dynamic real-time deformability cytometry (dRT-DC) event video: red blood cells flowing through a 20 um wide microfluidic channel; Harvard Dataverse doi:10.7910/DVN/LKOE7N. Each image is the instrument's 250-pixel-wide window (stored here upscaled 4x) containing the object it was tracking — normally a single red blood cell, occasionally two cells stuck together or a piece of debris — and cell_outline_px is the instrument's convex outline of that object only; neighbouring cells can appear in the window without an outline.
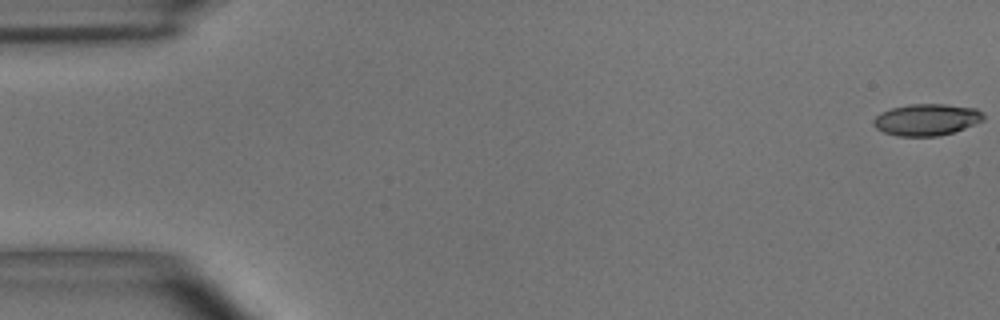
{"species": "common noctule bat (a hibernating species)", "species_latin": "Nyctalus noctula", "temperature_condition": "room temperature", "stored_images_in_passage": 55, "camera_frame_rate_fps": 3000, "um_per_image_px": 0.085, "animal": {"sex": "male", "body_mass_g": 15.6}, "frame": {"image": 1, "passage_image": 1, "time_ms": 0.0, "image_size_px": [1000, 320], "cell_outline_px": [[984, 120], [964, 128], [940, 136], [896, 136], [884, 132], [876, 128], [872, 124], [872, 120], [880, 112], [892, 108], [912, 104], [944, 104], [976, 108], [984, 116]], "centroid_in_image_um": [78.73, 10.17], "position_along_channel_um": 6.3, "area_um2": 20.23}}
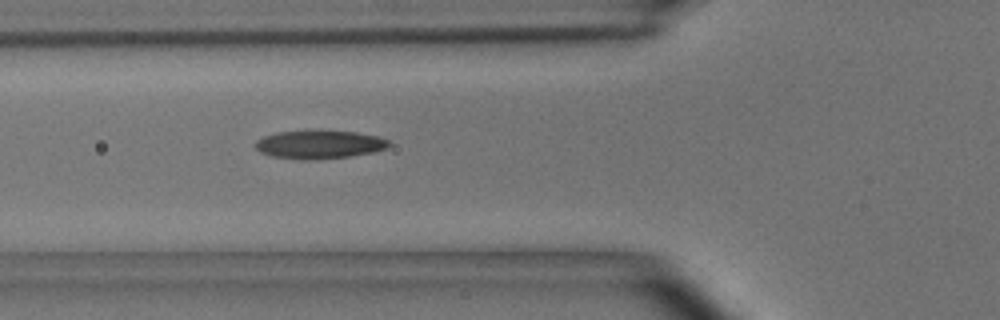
{"frame": {"image": 2, "passage_image": 20, "time_ms": 6.333, "image_size_px": [1000, 320], "cell_outline_px": [[392, 144], [376, 152], [348, 156], [272, 156], [260, 152], [256, 148], [256, 140], [264, 136], [276, 132], [320, 128], [356, 132], [380, 136], [388, 140]], "centroid_in_image_um": [27.21, 12.17], "position_along_channel_um": 98.6, "area_um2": 21.56}}
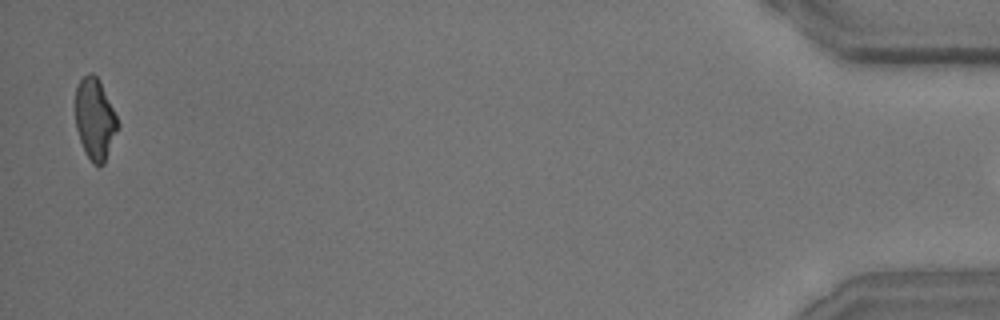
{"frame": {"image": 3, "passage_image": 54, "time_ms": 17.667, "image_size_px": [1000, 320], "cell_outline_px": [[120, 128], [104, 164], [92, 164], [84, 152], [76, 128], [76, 88], [80, 80], [88, 72], [92, 72], [96, 76], [120, 124]], "centroid_in_image_um": [8.08, 10.18], "position_along_channel_um": 427.1, "area_um2": 19.94}}